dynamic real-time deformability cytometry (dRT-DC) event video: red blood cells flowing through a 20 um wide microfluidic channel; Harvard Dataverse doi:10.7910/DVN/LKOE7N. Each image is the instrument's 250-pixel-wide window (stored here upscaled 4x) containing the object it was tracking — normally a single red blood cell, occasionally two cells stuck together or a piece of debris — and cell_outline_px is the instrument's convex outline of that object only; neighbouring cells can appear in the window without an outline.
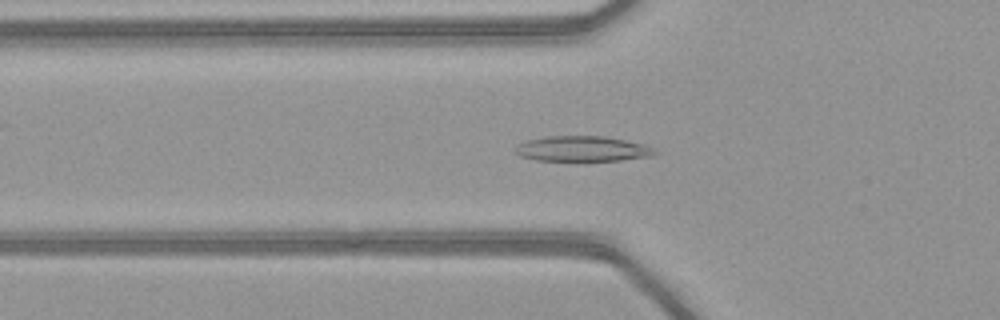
{"species": "common noctule bat (a hibernating species)", "species_latin": "Nyctalus noctula", "temperature_condition": "warm", "stored_images_in_passage": 42, "camera_frame_rate_fps": 3000, "um_per_image_px": 0.085, "animal": {"sex": "female", "body_mass_g": 21.9}, "frame": {"image": 1, "passage_image": 10, "time_ms": 3.0, "image_size_px": [1000, 320], "cell_outline_px": [[660, 152], [652, 156], [620, 160], [584, 164], [536, 160], [520, 156], [512, 152], [516, 144], [528, 140], [548, 136], [604, 136], [648, 144]], "centroid_in_image_um": [49.51, 12.7], "position_along_channel_um": 76.3, "area_um2": 22.02}}
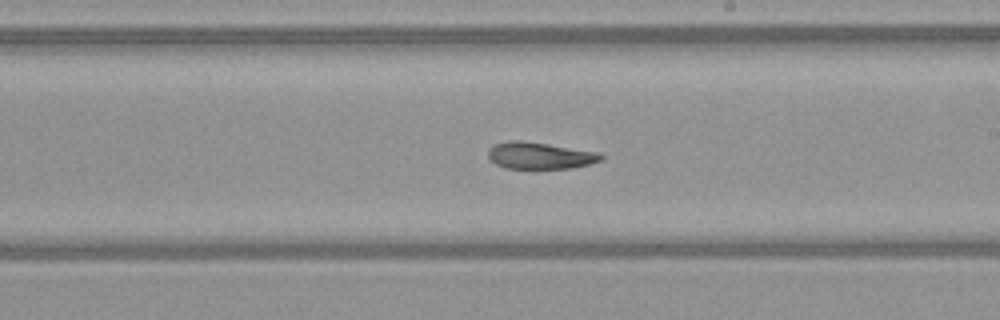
{"frame": {"image": 2, "passage_image": 22, "time_ms": 7.0, "image_size_px": [1000, 320], "cell_outline_px": [[604, 160], [572, 168], [508, 168], [496, 164], [488, 156], [488, 148], [492, 144], [508, 140], [520, 140], [548, 144], [600, 152], [604, 156]], "centroid_in_image_um": [45.9, 13.21], "position_along_channel_um": 243.1, "area_um2": 17.69}}
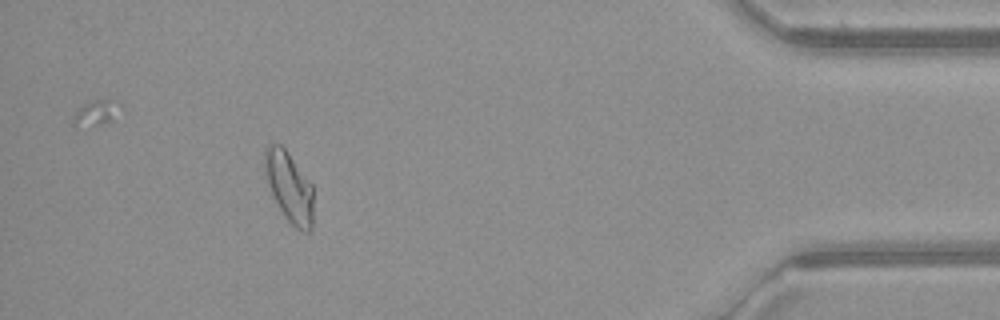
{"frame": {"image": 3, "passage_image": 38, "time_ms": 12.333, "image_size_px": [1000, 320], "cell_outline_px": [[312, 228], [308, 232], [300, 232], [284, 216], [272, 192], [268, 180], [264, 164], [264, 148], [272, 144], [280, 144], [288, 152], [312, 184]], "centroid_in_image_um": [24.6, 15.89], "position_along_channel_um": 410.6, "area_um2": 19.54}, "authors_computed_cell_mechanics": {"area_um2": 19.4786, "velocity_mm_per_s": 4.142, "shape_relaxation_time_tau1_ms": null, "shape_relaxation_time_tau2_ms": 3.5046, "deformation_change_tau1": null, "deformation_change_tau2": 0.0933}}